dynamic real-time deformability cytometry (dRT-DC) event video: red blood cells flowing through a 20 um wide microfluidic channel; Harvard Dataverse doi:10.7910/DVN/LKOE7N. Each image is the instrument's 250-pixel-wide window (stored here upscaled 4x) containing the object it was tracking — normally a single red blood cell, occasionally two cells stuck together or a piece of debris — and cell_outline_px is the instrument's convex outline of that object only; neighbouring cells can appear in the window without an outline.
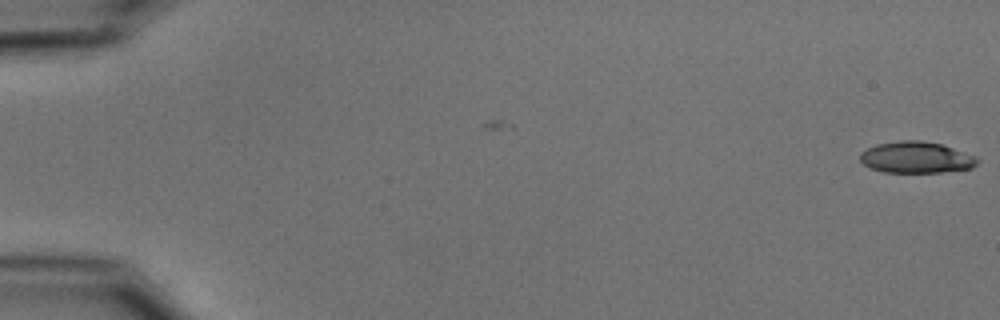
{"species": "common noctule bat (a hibernating species)", "species_latin": "Nyctalus noctula", "temperature_condition": "cold", "stored_images_in_passage": 2, "camera_frame_rate_fps": 3000, "um_per_image_px": 0.085, "animal": {"sex": "male", "body_mass_g": 15.6}, "frame": {"image": 1, "passage_image": 2, "time_ms": 0.333, "image_size_px": [1000, 320], "cell_outline_px": [[980, 160], [972, 168], [940, 172], [884, 172], [872, 168], [864, 164], [860, 160], [860, 152], [876, 144], [900, 140], [924, 140], [940, 144], [976, 156]], "centroid_in_image_um": [77.87, 13.37], "position_along_channel_um": 7.1, "area_um2": 21.39}}